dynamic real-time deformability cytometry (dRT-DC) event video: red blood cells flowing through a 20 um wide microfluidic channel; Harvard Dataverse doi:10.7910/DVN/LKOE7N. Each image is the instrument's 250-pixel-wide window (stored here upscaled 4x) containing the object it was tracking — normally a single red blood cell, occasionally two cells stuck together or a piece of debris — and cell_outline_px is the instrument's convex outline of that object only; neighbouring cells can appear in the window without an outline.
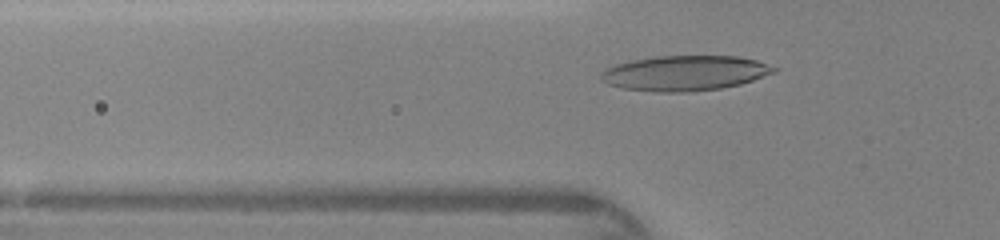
{"species": "human", "species_latin": "Homo sapiens", "temperature_condition": "warm", "stored_images_in_passage": 37, "camera_frame_rate_fps": 3000, "um_per_image_px": 0.085, "donor": {"sex": "female"}, "frame": {"image": 1, "passage_image": 12, "time_ms": 3.667, "image_size_px": [1000, 240], "cell_outline_px": [[780, 68], [776, 72], [740, 84], [720, 88], [688, 92], [652, 92], [624, 88], [608, 84], [600, 80], [600, 72], [616, 64], [632, 60], [656, 56], [736, 56], [756, 60]], "centroid_in_image_um": [58.21, 6.21], "position_along_channel_um": 67.6, "area_um2": 35.43}}
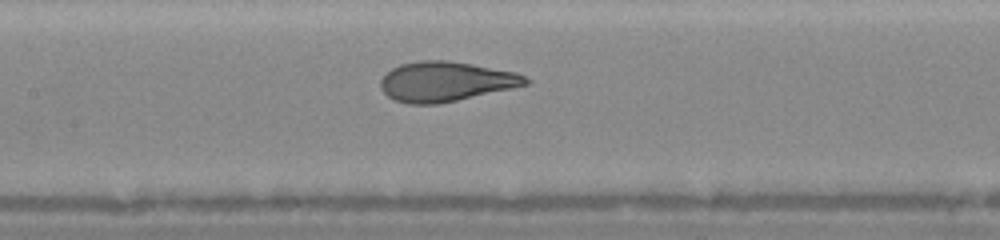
{"frame": {"image": 2, "passage_image": 19, "time_ms": 6.0, "image_size_px": [1000, 240], "cell_outline_px": [[532, 80], [528, 84], [512, 88], [456, 100], [436, 104], [408, 104], [392, 100], [380, 88], [380, 80], [392, 68], [400, 64], [420, 60], [448, 60], [472, 64], [516, 72]], "centroid_in_image_um": [37.86, 6.93], "position_along_channel_um": 169.5, "area_um2": 33.58}}
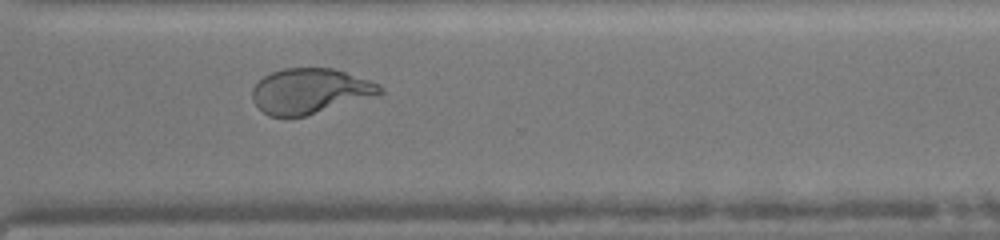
{"frame": {"image": 3, "passage_image": 31, "time_ms": 10.0, "image_size_px": [1000, 240], "cell_outline_px": [[384, 92], [380, 96], [304, 116], [268, 116], [252, 100], [252, 88], [264, 76], [272, 72], [284, 68], [332, 68], [380, 84], [384, 88]], "centroid_in_image_um": [26.4, 7.74], "position_along_channel_um": 344.2, "area_um2": 33.7}}